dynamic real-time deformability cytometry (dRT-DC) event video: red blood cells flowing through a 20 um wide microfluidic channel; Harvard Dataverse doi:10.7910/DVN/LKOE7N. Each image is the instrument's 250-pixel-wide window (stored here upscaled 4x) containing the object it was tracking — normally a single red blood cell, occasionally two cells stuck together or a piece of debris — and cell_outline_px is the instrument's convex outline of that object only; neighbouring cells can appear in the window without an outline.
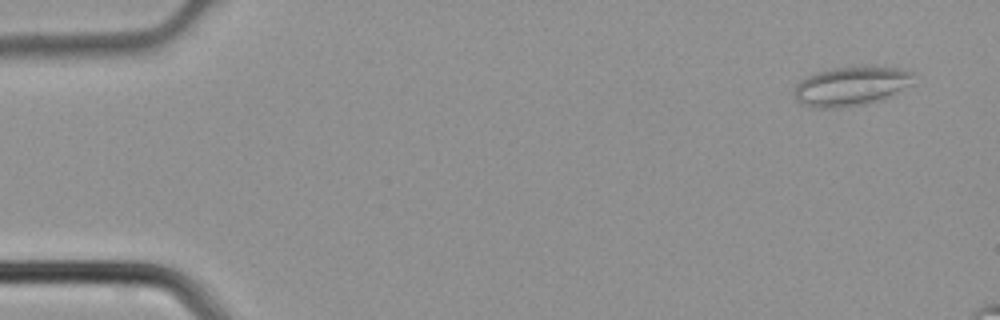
{"species": "common noctule bat (a hibernating species)", "species_latin": "Nyctalus noctula", "temperature_condition": "cold", "stored_images_in_passage": 44, "camera_frame_rate_fps": 3000, "um_per_image_px": 0.085, "animal": {"sex": "male", "body_mass_g": 21.5, "forearm_length_mm": 52.0}, "frame": {"image": 1, "passage_image": 3, "time_ms": 0.667, "image_size_px": [1000, 320], "cell_outline_px": [[916, 72], [912, 84], [884, 100], [864, 104], [840, 108], [820, 108], [804, 104], [796, 100], [792, 92], [796, 84], [800, 80], [816, 72], [836, 68], [900, 68]], "centroid_in_image_um": [72.36, 7.35], "position_along_channel_um": 12.6, "area_um2": 27.17}}
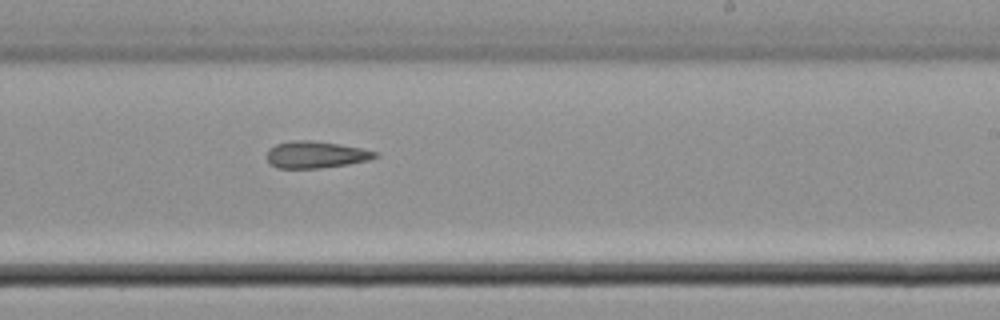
{"frame": {"image": 2, "passage_image": 27, "time_ms": 8.667, "image_size_px": [1000, 320], "cell_outline_px": [[380, 156], [368, 160], [348, 164], [320, 168], [276, 168], [268, 164], [268, 152], [276, 144], [292, 140], [312, 140], [340, 144], [380, 152]], "centroid_in_image_um": [26.87, 13.15], "position_along_channel_um": 262.1, "area_um2": 16.99}}
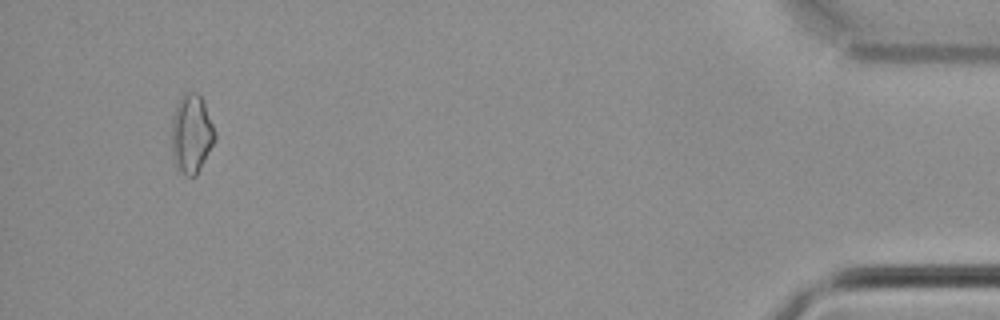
{"frame": {"image": 3, "passage_image": 42, "time_ms": 13.667, "image_size_px": [1000, 320], "cell_outline_px": [[216, 140], [196, 176], [184, 176], [176, 168], [172, 156], [172, 116], [176, 104], [180, 96], [184, 92], [196, 92], [204, 100], [216, 132]], "centroid_in_image_um": [16.28, 11.37], "position_along_channel_um": 418.9, "area_um2": 20.35}}